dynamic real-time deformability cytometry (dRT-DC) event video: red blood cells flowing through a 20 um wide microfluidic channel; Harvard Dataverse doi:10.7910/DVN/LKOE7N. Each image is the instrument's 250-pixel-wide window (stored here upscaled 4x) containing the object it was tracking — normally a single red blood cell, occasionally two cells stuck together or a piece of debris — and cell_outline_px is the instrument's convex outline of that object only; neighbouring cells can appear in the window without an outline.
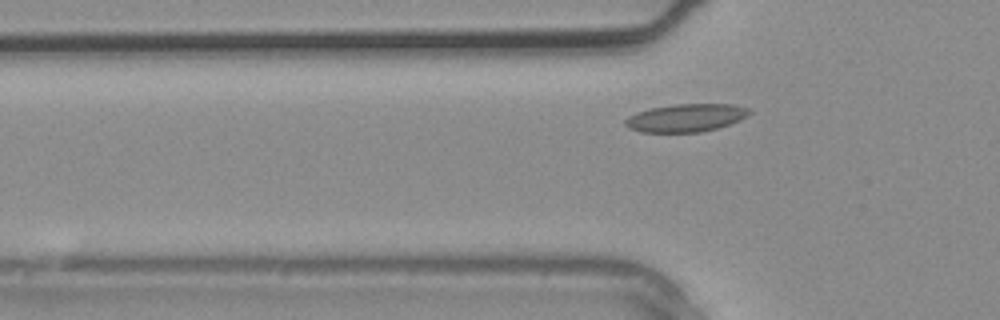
{"species": "common noctule bat (a hibernating species)", "species_latin": "Nyctalus noctula", "temperature_condition": "warm", "stored_images_in_passage": 4, "camera_frame_rate_fps": 3000, "um_per_image_px": 0.085, "animal": {"sex": "male", "body_mass_g": 20.4}, "frame": {"image": 1, "passage_image": 4, "time_ms": 1.0, "image_size_px": [1000, 320], "cell_outline_px": [[752, 112], [748, 116], [740, 120], [716, 128], [700, 132], [640, 132], [628, 128], [624, 124], [624, 120], [628, 116], [636, 112], [652, 108], [676, 104], [732, 104], [748, 108]], "centroid_in_image_um": [58.29, 10.01], "position_along_channel_um": 67.5, "area_um2": 20.17}}